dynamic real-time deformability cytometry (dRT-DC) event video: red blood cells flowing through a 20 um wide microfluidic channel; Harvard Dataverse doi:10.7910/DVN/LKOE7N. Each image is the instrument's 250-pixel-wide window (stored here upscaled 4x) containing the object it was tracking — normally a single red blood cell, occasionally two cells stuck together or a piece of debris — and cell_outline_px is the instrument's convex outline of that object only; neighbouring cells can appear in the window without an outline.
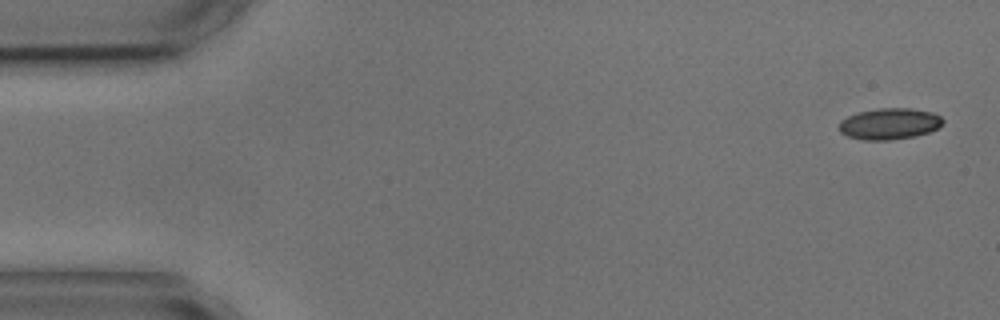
{"species": "common noctule bat (a hibernating species)", "species_latin": "Nyctalus noctula", "temperature_condition": "cold", "stored_images_in_passage": 3, "camera_frame_rate_fps": 3000, "um_per_image_px": 0.085, "animal": {"sex": "male", "body_mass_g": 17.9, "forearm_length_mm": 54.2}, "frame": {"image": 1, "passage_image": 1, "time_ms": 0.0, "image_size_px": [1000, 320], "cell_outline_px": [[944, 120], [936, 128], [928, 132], [916, 136], [888, 140], [864, 140], [848, 136], [840, 132], [840, 120], [848, 116], [860, 112], [880, 108], [912, 108], [936, 112]], "centroid_in_image_um": [75.62, 10.51], "position_along_channel_um": 9.4, "area_um2": 18.84}}